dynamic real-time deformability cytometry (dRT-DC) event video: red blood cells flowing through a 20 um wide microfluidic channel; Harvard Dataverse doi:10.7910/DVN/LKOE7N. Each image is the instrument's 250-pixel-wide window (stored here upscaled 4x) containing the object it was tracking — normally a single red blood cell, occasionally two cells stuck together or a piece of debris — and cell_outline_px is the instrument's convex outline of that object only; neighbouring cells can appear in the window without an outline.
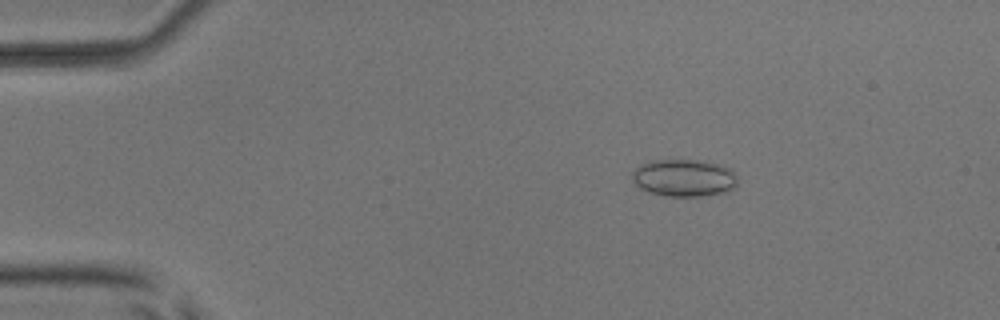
{"species": "common noctule bat (a hibernating species)", "species_latin": "Nyctalus noctula", "temperature_condition": "room temperature", "stored_images_in_passage": 2, "camera_frame_rate_fps": 3000, "um_per_image_px": 0.085, "animal": {"sex": "male", "body_mass_g": 17.9, "forearm_length_mm": 54.2}, "frame": {"image": 1, "passage_image": 1, "time_ms": 0.0, "image_size_px": [1000, 320], "cell_outline_px": [[736, 184], [728, 192], [700, 196], [664, 196], [640, 188], [632, 180], [632, 172], [640, 164], [652, 160], [696, 160], [732, 168], [736, 176]], "centroid_in_image_um": [58.13, 15.12], "position_along_channel_um": 26.9, "area_um2": 22.77}}